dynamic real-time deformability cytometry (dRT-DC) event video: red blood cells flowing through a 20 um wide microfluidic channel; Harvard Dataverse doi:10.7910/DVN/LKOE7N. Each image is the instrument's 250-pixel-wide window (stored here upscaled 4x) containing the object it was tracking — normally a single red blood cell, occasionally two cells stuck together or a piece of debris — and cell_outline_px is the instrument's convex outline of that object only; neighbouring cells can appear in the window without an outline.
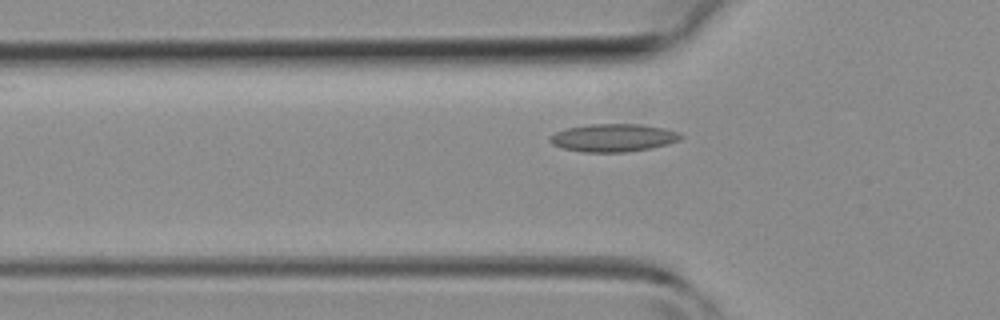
{"species": "common noctule bat (a hibernating species)", "species_latin": "Nyctalus noctula", "temperature_condition": "room temperature", "stored_images_in_passage": 24, "camera_frame_rate_fps": 3000, "um_per_image_px": 0.085, "animal": {"sex": "female", "body_mass_g": 19.3, "forearm_length_mm": 54.1}, "frame": {"image": 1, "passage_image": 2, "time_ms": 0.333, "image_size_px": [1000, 320], "cell_outline_px": [[684, 136], [680, 140], [668, 144], [628, 152], [584, 152], [564, 148], [552, 144], [548, 140], [548, 136], [556, 132], [568, 128], [588, 124], [640, 124], [664, 128], [676, 132]], "centroid_in_image_um": [52.11, 11.71], "position_along_channel_um": 73.7, "area_um2": 21.15}}
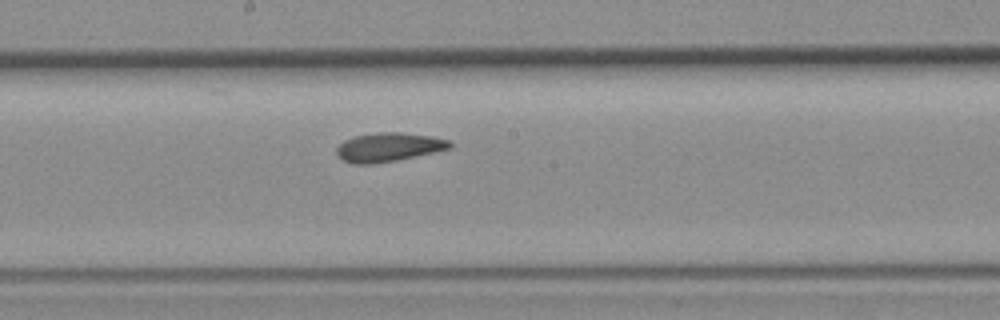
{"frame": {"image": 2, "passage_image": 11, "time_ms": 3.333, "image_size_px": [1000, 320], "cell_outline_px": [[452, 148], [396, 160], [372, 164], [356, 164], [344, 160], [336, 156], [336, 148], [344, 140], [352, 136], [380, 132], [400, 132], [432, 136], [448, 140], [452, 144]], "centroid_in_image_um": [33.0, 12.5], "position_along_channel_um": 215.2, "area_um2": 19.02}}
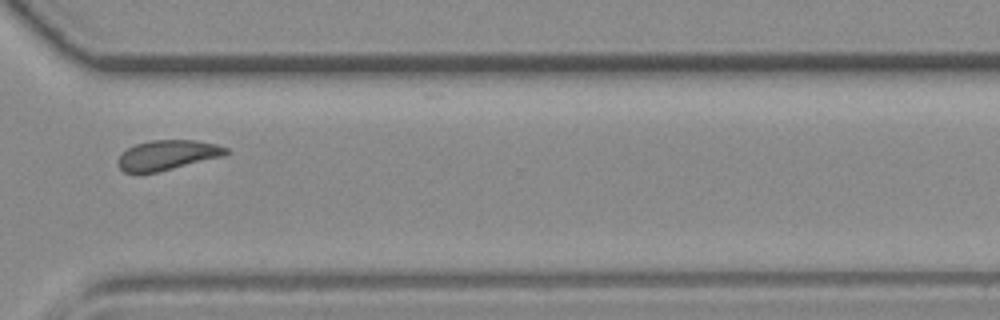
{"frame": {"image": 3, "passage_image": 20, "time_ms": 6.333, "image_size_px": [1000, 320], "cell_outline_px": [[228, 152], [224, 156], [160, 172], [124, 172], [116, 164], [116, 160], [128, 148], [136, 144], [152, 140], [196, 140], [216, 144], [228, 148]], "centroid_in_image_um": [14.24, 13.18], "position_along_channel_um": 356.4, "area_um2": 18.84}}